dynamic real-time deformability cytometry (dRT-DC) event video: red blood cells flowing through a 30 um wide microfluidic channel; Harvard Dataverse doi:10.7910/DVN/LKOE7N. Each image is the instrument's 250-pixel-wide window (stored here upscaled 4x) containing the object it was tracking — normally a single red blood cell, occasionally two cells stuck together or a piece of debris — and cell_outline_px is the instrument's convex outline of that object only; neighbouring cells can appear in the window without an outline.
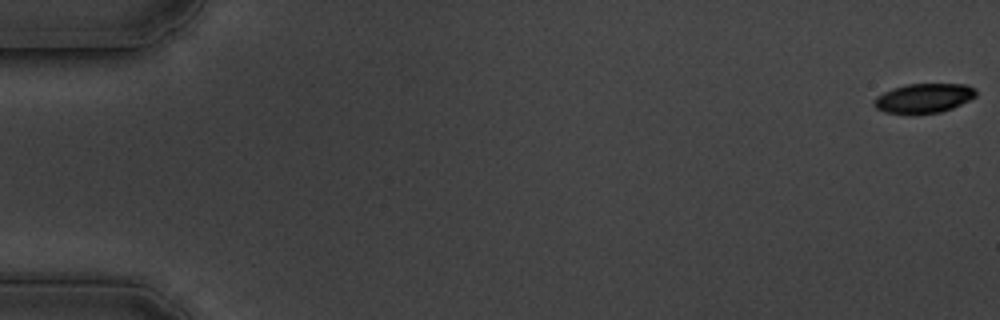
{"species": "common noctule bat (a hibernating species)", "species_latin": "Nyctalus noctula", "temperature_condition": "cold", "stored_images_in_passage": 30, "camera_frame_rate_fps": 3000, "um_per_image_px": 0.085, "animal": {"sex": "male", "body_mass_g": 19.5, "forearm_length_mm": 54.6}, "frame": {"image": 1, "passage_image": 1, "time_ms": 0.0, "image_size_px": [1000, 320], "cell_outline_px": [[976, 96], [952, 108], [940, 112], [884, 112], [876, 108], [872, 104], [872, 100], [876, 96], [892, 88], [904, 84], [968, 84], [976, 88]], "centroid_in_image_um": [78.51, 8.31], "position_along_channel_um": 6.5, "area_um2": 17.22}}
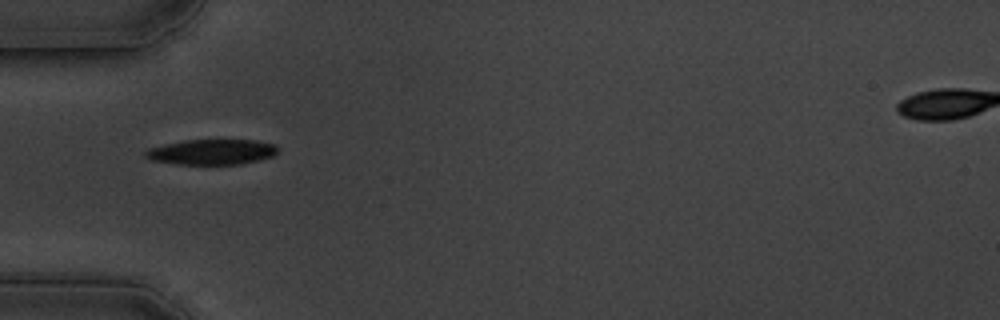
{"frame": {"image": 2, "passage_image": 20, "time_ms": 6.333, "image_size_px": [1000, 320], "cell_outline_px": [[276, 152], [272, 156], [240, 164], [176, 164], [152, 160], [144, 156], [144, 152], [148, 148], [164, 144], [184, 140], [256, 140], [276, 144]], "centroid_in_image_um": [17.95, 12.91], "position_along_channel_um": 67.0, "area_um2": 19.42}}
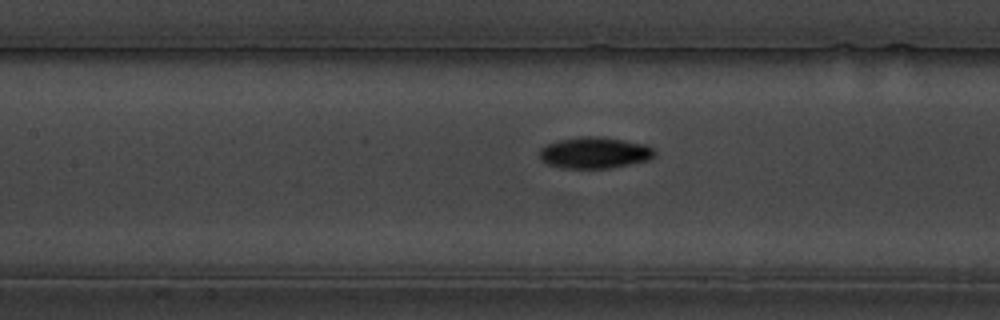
{"frame": {"image": 3, "passage_image": 28, "time_ms": 9.0, "image_size_px": [1000, 320], "cell_outline_px": [[656, 156], [648, 160], [608, 168], [560, 168], [548, 164], [540, 160], [540, 148], [544, 144], [576, 136], [600, 136], [624, 140], [644, 144], [652, 148], [656, 152]], "centroid_in_image_um": [50.51, 12.97], "position_along_channel_um": 156.9, "area_um2": 21.15}}